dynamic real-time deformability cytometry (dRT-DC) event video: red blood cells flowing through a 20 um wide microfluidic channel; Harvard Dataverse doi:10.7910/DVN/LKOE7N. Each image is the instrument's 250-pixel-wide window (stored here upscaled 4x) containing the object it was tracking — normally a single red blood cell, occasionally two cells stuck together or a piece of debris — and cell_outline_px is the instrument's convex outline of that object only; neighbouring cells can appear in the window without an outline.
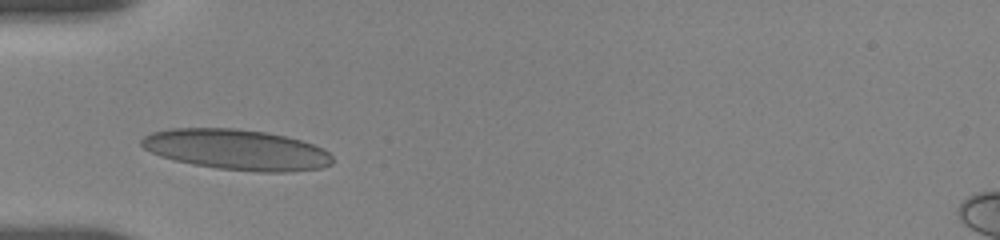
{"species": "human", "species_latin": "Homo sapiens", "temperature_condition": "room temperature", "stored_images_in_passage": 5, "camera_frame_rate_fps": 3000, "um_per_image_px": 0.085, "donor": {"sex": "female"}, "frame": {"image": 1, "passage_image": 1, "time_ms": 0.0, "image_size_px": [1000, 240], "cell_outline_px": [[332, 164], [320, 168], [288, 172], [260, 172], [220, 168], [192, 164], [160, 156], [144, 148], [140, 144], [140, 140], [144, 136], [152, 132], [172, 128], [236, 128], [268, 132], [300, 140], [324, 148], [332, 156]], "centroid_in_image_um": [20.12, 12.71], "position_along_channel_um": 64.9, "area_um2": 45.03}}